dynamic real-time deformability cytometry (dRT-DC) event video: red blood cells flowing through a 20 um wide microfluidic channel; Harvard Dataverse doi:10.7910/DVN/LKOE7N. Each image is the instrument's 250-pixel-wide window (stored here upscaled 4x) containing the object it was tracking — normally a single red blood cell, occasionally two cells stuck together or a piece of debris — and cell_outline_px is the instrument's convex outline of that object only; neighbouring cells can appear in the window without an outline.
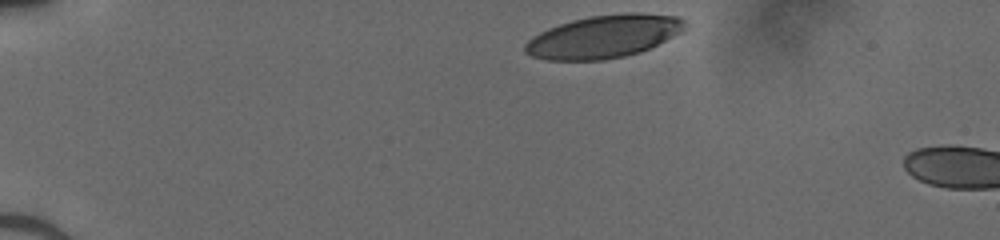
{"species": "human", "species_latin": "Homo sapiens", "temperature_condition": "cold", "stored_images_in_passage": 34, "camera_frame_rate_fps": 3000, "um_per_image_px": 0.085, "donor": {"sex": "male"}, "frame": {"image": 1, "passage_image": 1, "time_ms": 0.0, "image_size_px": [1000, 240], "cell_outline_px": [[688, 28], [684, 32], [640, 52], [624, 56], [604, 60], [548, 60], [532, 56], [524, 52], [524, 44], [532, 36], [548, 28], [572, 20], [592, 16], [624, 12], [640, 12], [676, 16], [684, 20]], "centroid_in_image_um": [51.35, 3.1], "position_along_channel_um": 33.6, "area_um2": 40.17}}
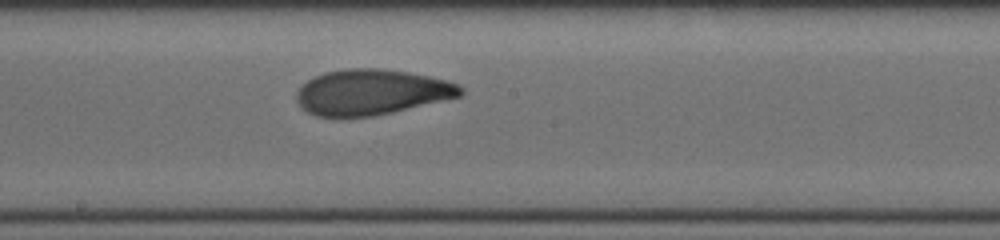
{"frame": {"image": 2, "passage_image": 20, "time_ms": 6.333, "image_size_px": [1000, 240], "cell_outline_px": [[464, 92], [460, 96], [392, 112], [372, 116], [316, 116], [300, 108], [296, 100], [296, 92], [300, 84], [324, 72], [348, 68], [380, 68], [408, 72], [428, 76], [460, 84], [464, 88]], "centroid_in_image_um": [31.54, 7.82], "position_along_channel_um": 216.7, "area_um2": 43.41}}
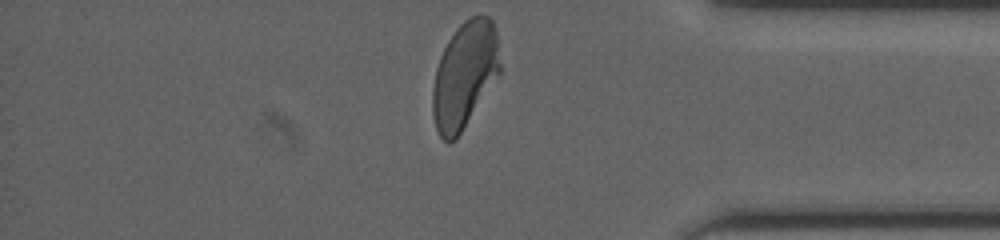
{"frame": {"image": 3, "passage_image": 34, "time_ms": 11.0, "image_size_px": [1000, 240], "cell_outline_px": [[500, 76], [456, 140], [448, 144], [440, 136], [436, 128], [432, 112], [432, 92], [436, 68], [440, 56], [448, 40], [456, 28], [464, 20], [472, 16], [488, 16], [492, 20], [496, 28], [500, 64]], "centroid_in_image_um": [39.5, 6.4], "position_along_channel_um": 395.7, "area_um2": 42.25}}